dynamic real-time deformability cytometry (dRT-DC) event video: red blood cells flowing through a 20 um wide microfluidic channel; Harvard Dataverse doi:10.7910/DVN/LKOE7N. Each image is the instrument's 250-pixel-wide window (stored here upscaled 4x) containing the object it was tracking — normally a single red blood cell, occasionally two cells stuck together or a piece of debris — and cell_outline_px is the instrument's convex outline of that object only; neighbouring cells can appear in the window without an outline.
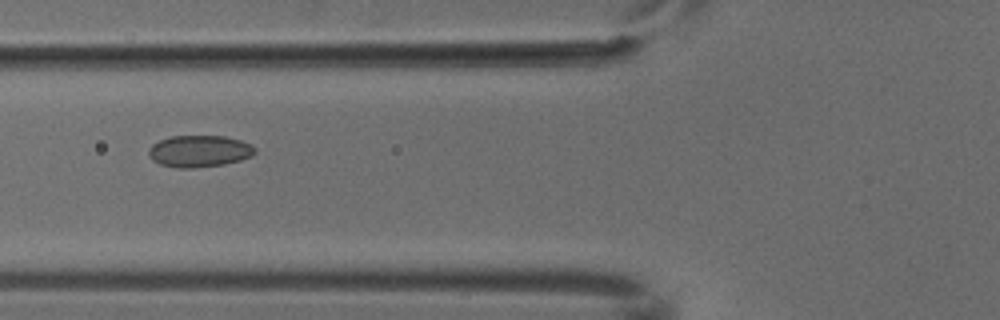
{"species": "common noctule bat (a hibernating species)", "species_latin": "Nyctalus noctula", "temperature_condition": "cold", "stored_images_in_passage": 3, "camera_frame_rate_fps": 3000, "um_per_image_px": 0.085, "animal": {"sex": "male", "body_mass_g": 18.8}, "frame": {"image": 1, "passage_image": 3, "time_ms": 0.667, "image_size_px": [1000, 320], "cell_outline_px": [[256, 152], [252, 156], [240, 160], [224, 164], [192, 168], [176, 168], [160, 164], [152, 160], [148, 152], [148, 148], [152, 144], [160, 140], [172, 136], [224, 136], [240, 140], [252, 144], [256, 148]], "centroid_in_image_um": [16.95, 12.85], "position_along_channel_um": 108.9, "area_um2": 19.77}}